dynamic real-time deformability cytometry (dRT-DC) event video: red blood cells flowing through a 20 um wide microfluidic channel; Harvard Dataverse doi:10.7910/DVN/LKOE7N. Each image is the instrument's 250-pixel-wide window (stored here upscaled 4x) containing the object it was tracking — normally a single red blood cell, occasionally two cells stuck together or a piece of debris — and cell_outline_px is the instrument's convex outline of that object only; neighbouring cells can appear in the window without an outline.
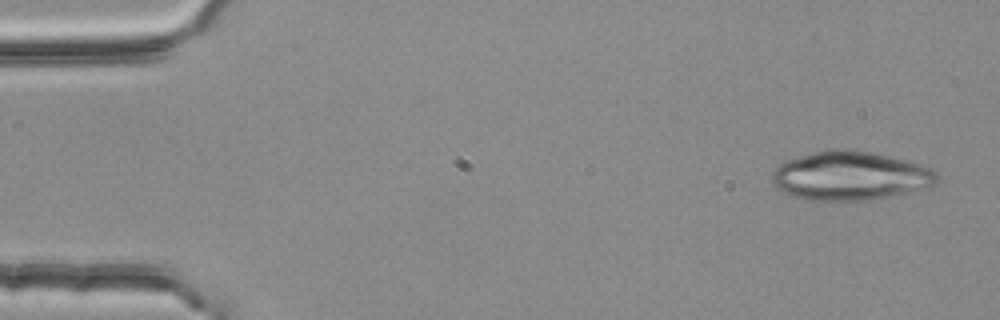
{"species": "common noctule bat (a hibernating species)", "species_latin": "Nyctalus noctula", "temperature_condition": "room temperature", "stored_images_in_passage": 4, "segment_of_instrument_passage": [1, 2], "camera_frame_rate_fps": 3000, "um_per_image_px": 0.085, "animal": {"sex": "female", "body_mass_g": 25.1}, "frame": {"image": 1, "passage_image": 1, "time_ms": 0.0, "image_size_px": [1000, 320], "cell_outline_px": [[940, 176], [936, 184], [928, 188], [868, 200], [808, 200], [784, 192], [776, 188], [772, 184], [772, 172], [780, 164], [788, 160], [812, 152], [832, 148], [852, 148], [888, 156], [904, 160], [932, 168]], "centroid_in_image_um": [72.28, 14.93], "position_along_channel_um": 12.7, "area_um2": 46.99}}